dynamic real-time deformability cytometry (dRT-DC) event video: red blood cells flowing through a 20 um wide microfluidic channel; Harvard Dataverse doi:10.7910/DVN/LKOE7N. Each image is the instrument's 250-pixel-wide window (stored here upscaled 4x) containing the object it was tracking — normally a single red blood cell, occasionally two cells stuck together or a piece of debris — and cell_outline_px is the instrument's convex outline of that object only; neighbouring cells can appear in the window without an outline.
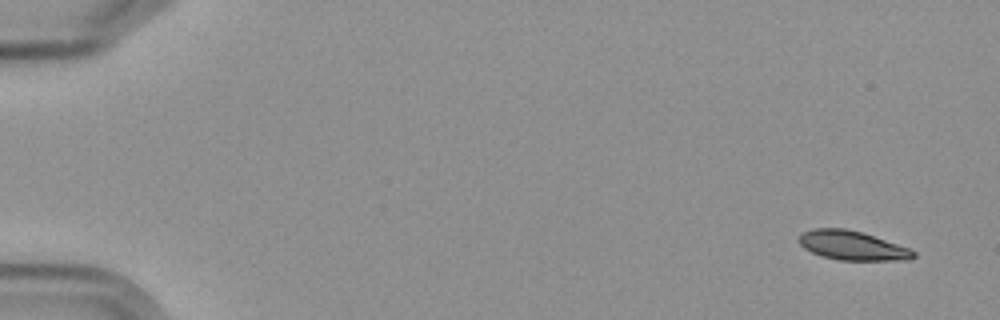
{"species": "Egyptian fruit bat (a non-hibernating species)", "species_latin": "Rousettus aegyptiacus", "temperature_condition": "cold", "stored_images_in_passage": 8, "camera_frame_rate_fps": 3000, "um_per_image_px": 0.085, "frame": {"image": 1, "passage_image": 1, "time_ms": 0.0, "image_size_px": [1000, 320], "cell_outline_px": [[916, 256], [908, 260], [840, 260], [824, 256], [812, 252], [804, 248], [796, 240], [804, 232], [812, 228], [844, 228], [864, 232], [908, 248], [916, 252]], "centroid_in_image_um": [72.44, 20.86], "position_along_channel_um": 12.6, "area_um2": 19.42}}
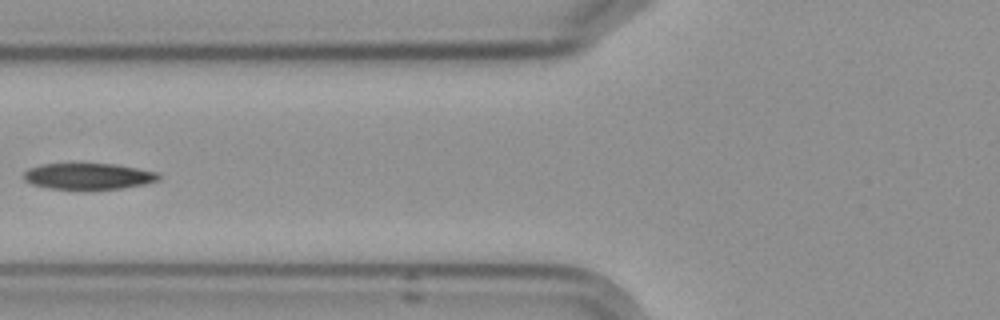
{"frame": {"image": 2, "passage_image": 7, "time_ms": 7.0, "image_size_px": [1000, 320], "cell_outline_px": [[160, 180], [144, 184], [124, 188], [48, 188], [32, 184], [24, 180], [24, 172], [28, 168], [40, 164], [116, 164], [156, 172], [160, 176]], "centroid_in_image_um": [7.5, 14.97], "position_along_channel_um": 118.3, "area_um2": 20.23}}
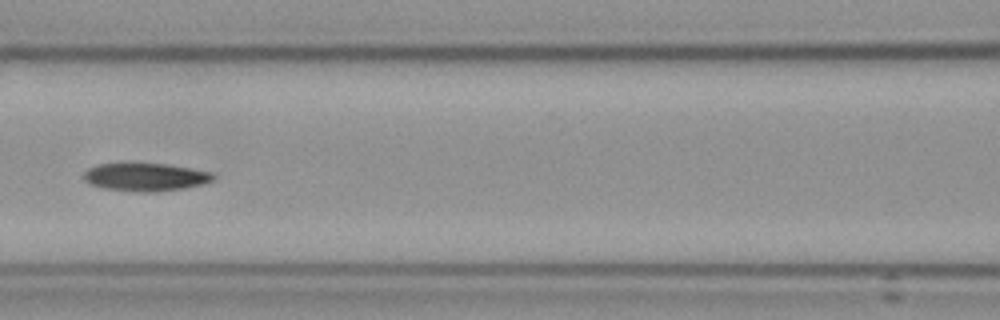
{"frame": {"image": 3, "passage_image": 8, "time_ms": 8.0, "image_size_px": [1000, 320], "cell_outline_px": [[216, 176], [212, 180], [204, 184], [184, 188], [156, 192], [132, 192], [104, 188], [92, 184], [84, 180], [84, 172], [88, 168], [100, 164], [164, 164], [212, 172]], "centroid_in_image_um": [12.38, 15.06], "position_along_channel_um": 154.2, "area_um2": 20.92}}